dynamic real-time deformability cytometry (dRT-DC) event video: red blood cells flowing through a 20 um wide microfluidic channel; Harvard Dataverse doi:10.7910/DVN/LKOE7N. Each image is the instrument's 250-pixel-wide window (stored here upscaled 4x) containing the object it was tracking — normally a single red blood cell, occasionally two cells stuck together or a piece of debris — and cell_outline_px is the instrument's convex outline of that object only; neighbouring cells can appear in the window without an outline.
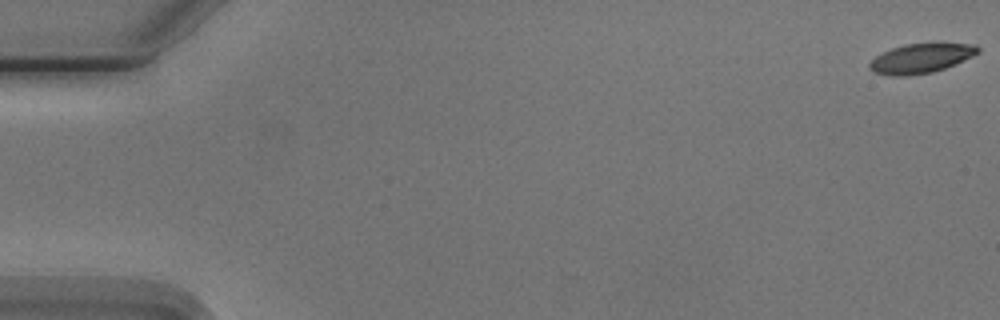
{"species": "Egyptian fruit bat (a non-hibernating species)", "species_latin": "Rousettus aegyptiacus", "temperature_condition": "cold", "stored_images_in_passage": 6, "camera_frame_rate_fps": 3000, "um_per_image_px": 0.085, "animal": {"sex": "male"}, "frame": {"image": 1, "passage_image": 1, "time_ms": 0.0, "image_size_px": [1000, 320], "cell_outline_px": [[980, 52], [972, 56], [944, 68], [932, 72], [908, 76], [892, 76], [872, 72], [868, 68], [868, 64], [876, 56], [892, 48], [904, 44], [976, 44], [980, 48]], "centroid_in_image_um": [78.24, 4.97], "position_along_channel_um": 6.8, "area_um2": 18.38}}
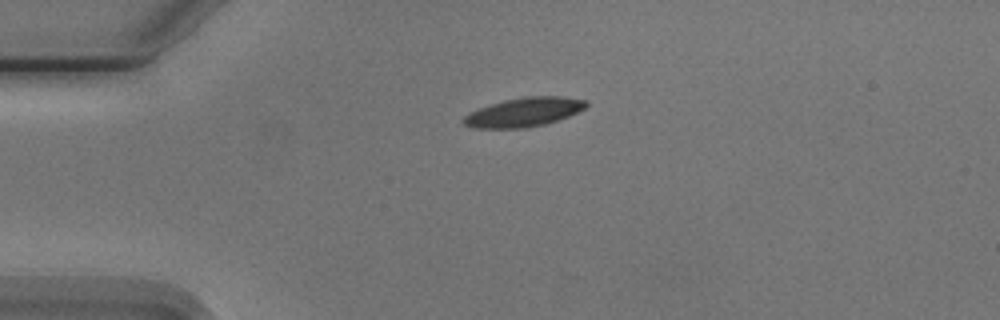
{"frame": {"image": 2, "passage_image": 4, "time_ms": 4.333, "image_size_px": [1000, 320], "cell_outline_px": [[588, 104], [584, 108], [568, 116], [544, 124], [524, 128], [476, 128], [464, 124], [460, 120], [464, 116], [480, 108], [504, 100], [524, 96], [560, 96], [588, 100]], "centroid_in_image_um": [44.53, 9.52], "position_along_channel_um": 40.5, "area_um2": 20.52}}
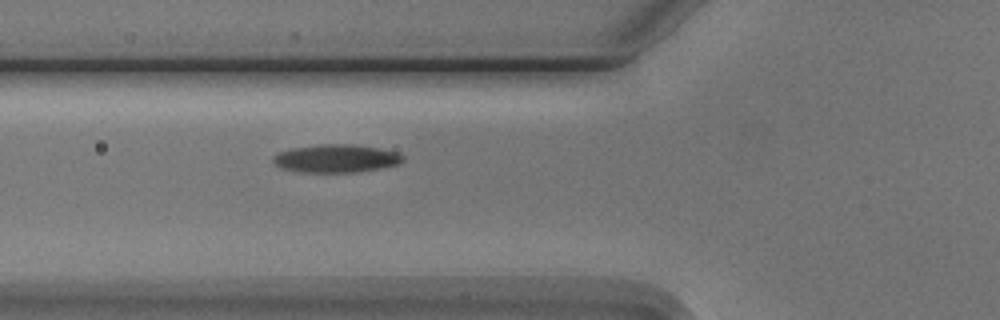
{"frame": {"image": 3, "passage_image": 6, "time_ms": 6.667, "image_size_px": [1000, 320], "cell_outline_px": [[404, 160], [400, 164], [380, 168], [356, 172], [300, 172], [280, 168], [272, 160], [272, 156], [288, 148], [320, 144], [356, 144], [380, 148], [396, 152], [404, 156]], "centroid_in_image_um": [28.56, 13.46], "position_along_channel_um": 97.2, "area_um2": 21.44}}